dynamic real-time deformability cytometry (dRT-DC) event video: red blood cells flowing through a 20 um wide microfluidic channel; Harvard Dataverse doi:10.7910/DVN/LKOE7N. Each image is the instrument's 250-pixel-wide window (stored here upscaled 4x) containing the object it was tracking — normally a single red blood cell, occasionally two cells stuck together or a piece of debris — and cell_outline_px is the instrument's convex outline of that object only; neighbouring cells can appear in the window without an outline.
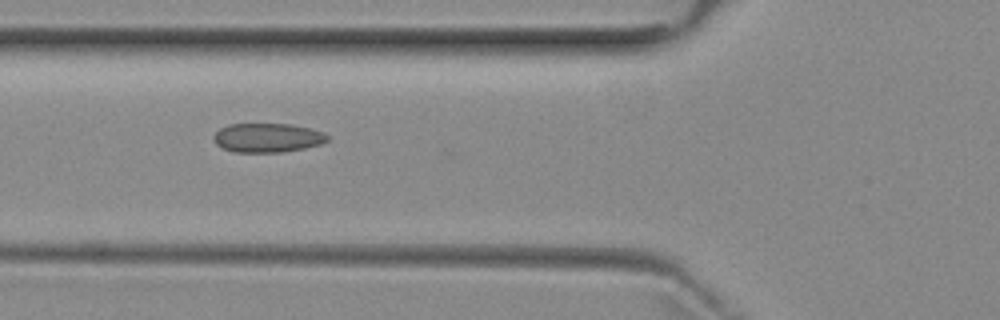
{"species": "common noctule bat (a hibernating species)", "species_latin": "Nyctalus noctula", "temperature_condition": "room temperature", "stored_images_in_passage": 5, "camera_frame_rate_fps": 3000, "um_per_image_px": 0.085, "animal": {"sex": "female", "body_mass_g": 29.2, "forearm_length_mm": 56.3}, "frame": {"image": 1, "passage_image": 4, "time_ms": 3.333, "image_size_px": [1000, 320], "cell_outline_px": [[328, 140], [320, 144], [304, 148], [280, 152], [232, 152], [216, 144], [212, 136], [220, 128], [228, 124], [292, 124], [324, 132], [328, 136]], "centroid_in_image_um": [22.71, 11.7], "position_along_channel_um": 103.1, "area_um2": 19.25}}
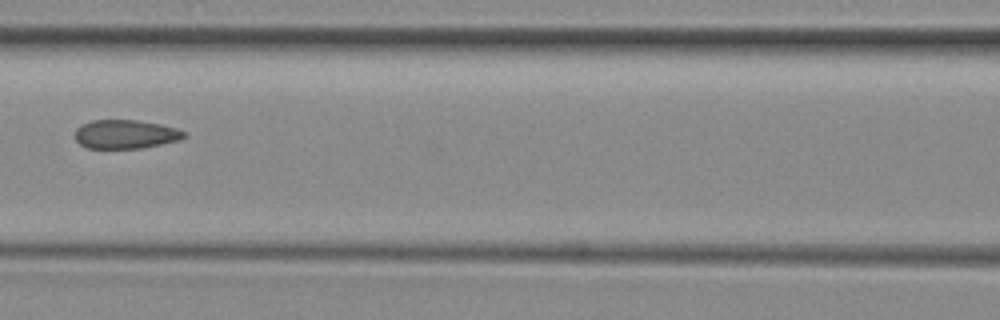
{"frame": {"image": 2, "passage_image": 5, "time_ms": 4.667, "image_size_px": [1000, 320], "cell_outline_px": [[184, 136], [176, 140], [160, 144], [140, 148], [88, 148], [80, 144], [76, 140], [76, 128], [92, 120], [136, 120], [160, 124], [176, 128], [184, 132]], "centroid_in_image_um": [10.63, 11.4], "position_along_channel_um": 156.0, "area_um2": 17.92}}